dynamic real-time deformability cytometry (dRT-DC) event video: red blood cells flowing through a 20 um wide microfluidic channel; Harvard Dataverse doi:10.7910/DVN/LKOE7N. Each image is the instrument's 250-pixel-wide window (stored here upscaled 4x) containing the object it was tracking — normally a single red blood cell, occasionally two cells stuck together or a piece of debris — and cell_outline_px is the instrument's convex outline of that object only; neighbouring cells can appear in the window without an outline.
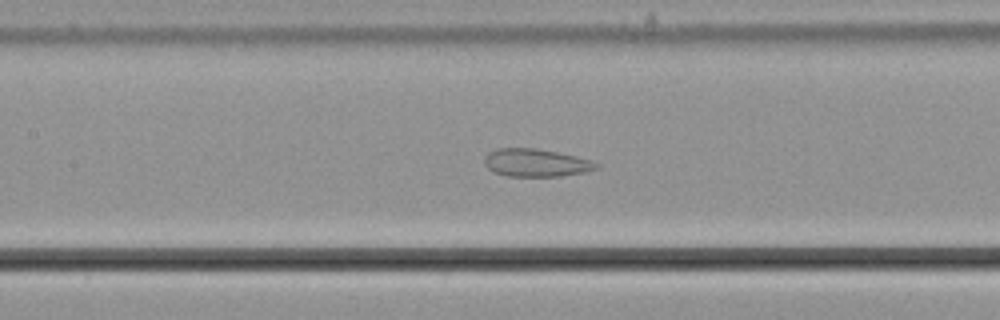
{"species": "common noctule bat (a hibernating species)", "species_latin": "Nyctalus noctula", "temperature_condition": "cold", "stored_images_in_passage": 48, "camera_frame_rate_fps": 3000, "um_per_image_px": 0.085, "animal": {"sex": "male", "body_mass_g": 21.5, "forearm_length_mm": 52.0}, "frame": {"image": 1, "passage_image": 23, "time_ms": 7.333, "image_size_px": [1000, 320], "cell_outline_px": [[600, 168], [584, 172], [560, 176], [504, 176], [488, 168], [484, 164], [484, 156], [488, 152], [496, 148], [536, 148], [576, 156], [592, 160], [600, 164]], "centroid_in_image_um": [45.56, 13.83], "position_along_channel_um": 161.8, "area_um2": 18.26}}
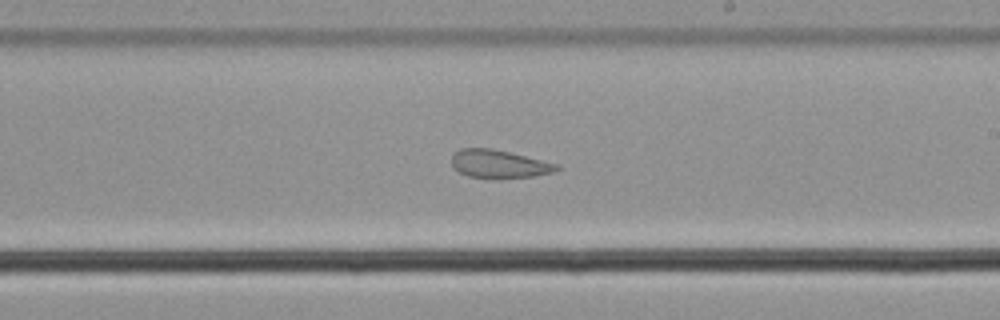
{"frame": {"image": 2, "passage_image": 30, "time_ms": 9.667, "image_size_px": [1000, 320], "cell_outline_px": [[560, 168], [556, 172], [532, 176], [500, 180], [468, 176], [452, 168], [452, 156], [460, 148], [492, 148], [560, 164]], "centroid_in_image_um": [42.44, 13.96], "position_along_channel_um": 246.6, "area_um2": 17.63}}
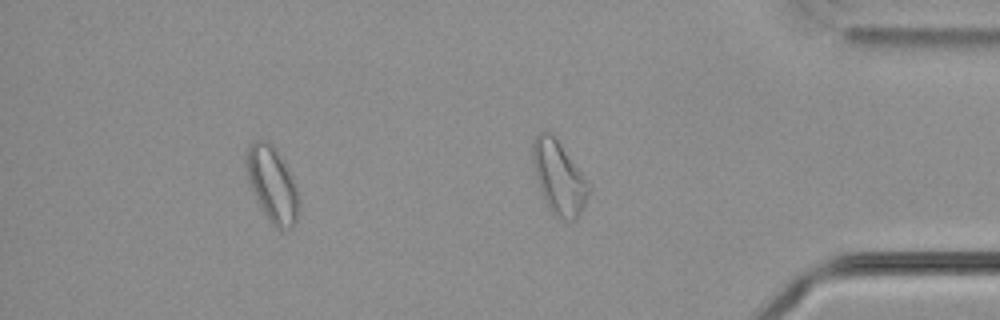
{"frame": {"image": 3, "passage_image": 43, "time_ms": 14.0, "image_size_px": [1000, 320], "cell_outline_px": [[300, 208], [296, 224], [292, 228], [280, 232], [272, 224], [264, 212], [248, 180], [244, 164], [244, 156], [248, 144], [256, 140], [264, 140], [272, 144], [276, 148], [296, 188], [300, 200]], "centroid_in_image_um": [23.13, 15.69], "position_along_channel_um": 412.1, "area_um2": 23.18}, "authors_computed_cell_mechanics": {"area_um2": 21.2993, "velocity_mm_per_s": 3.642, "shape_relaxation_time_tau1_ms": null, "shape_relaxation_time_tau2_ms": 1.3728, "deformation_change_tau1": null, "deformation_change_tau2": 0.0842}}